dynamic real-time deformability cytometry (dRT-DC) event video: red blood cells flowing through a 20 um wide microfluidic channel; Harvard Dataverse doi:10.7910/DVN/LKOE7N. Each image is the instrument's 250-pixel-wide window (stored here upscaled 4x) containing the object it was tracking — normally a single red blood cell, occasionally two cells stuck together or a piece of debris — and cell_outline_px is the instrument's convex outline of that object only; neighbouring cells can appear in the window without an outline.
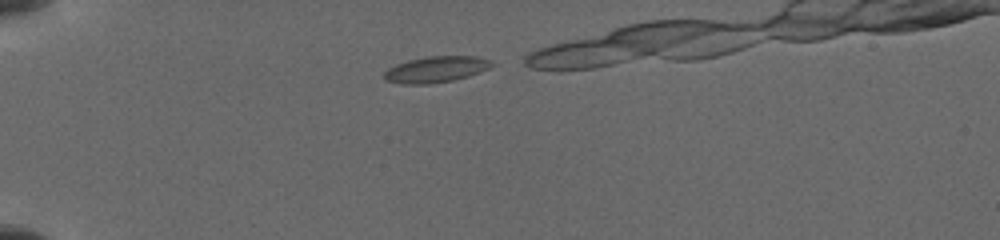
{"species": "common noctule bat (a hibernating species)", "species_latin": "Nyctalus noctula", "temperature_condition": "cold", "stored_images_in_passage": 6, "camera_frame_rate_fps": 3000, "um_per_image_px": 0.085, "animal": {"sex": "female", "body_mass_g": 19.5, "forearm_length_mm": 54.1}, "frame": {"image": 1, "passage_image": 1, "time_ms": 0.0, "image_size_px": [1000, 240], "cell_outline_px": [[496, 64], [480, 72], [468, 76], [452, 80], [428, 84], [404, 84], [384, 80], [384, 72], [388, 68], [396, 64], [408, 60], [428, 56], [476, 56], [492, 60]], "centroid_in_image_um": [37.07, 5.89], "position_along_channel_um": 47.9, "area_um2": 16.42}}
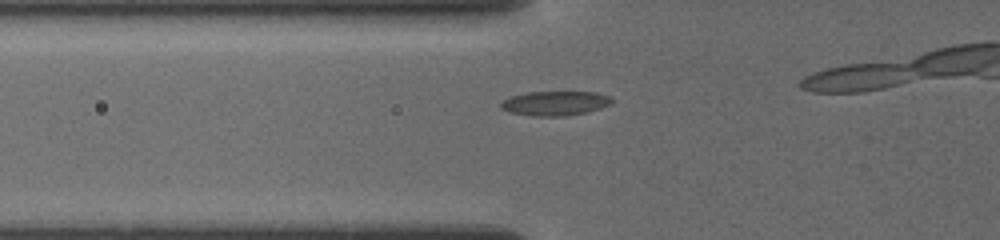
{"frame": {"image": 2, "passage_image": 3, "time_ms": 1.667, "image_size_px": [1000, 240], "cell_outline_px": [[612, 100], [608, 104], [600, 108], [584, 112], [564, 116], [532, 116], [512, 112], [500, 108], [500, 104], [504, 100], [512, 96], [528, 92], [596, 92], [608, 96]], "centroid_in_image_um": [47.15, 8.77], "position_along_channel_um": 78.7, "area_um2": 15.43}}
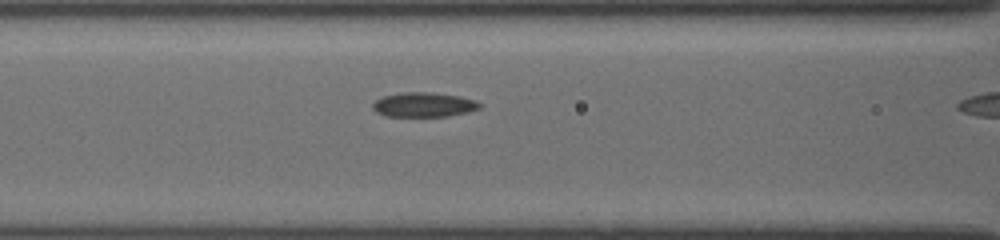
{"frame": {"image": 3, "passage_image": 5, "time_ms": 3.0, "image_size_px": [1000, 240], "cell_outline_px": [[480, 108], [468, 112], [448, 116], [384, 116], [376, 112], [372, 108], [372, 104], [376, 100], [384, 96], [404, 92], [428, 92], [456, 96], [472, 100], [480, 104]], "centroid_in_image_um": [35.96, 8.91], "position_along_channel_um": 130.6, "area_um2": 15.03}}